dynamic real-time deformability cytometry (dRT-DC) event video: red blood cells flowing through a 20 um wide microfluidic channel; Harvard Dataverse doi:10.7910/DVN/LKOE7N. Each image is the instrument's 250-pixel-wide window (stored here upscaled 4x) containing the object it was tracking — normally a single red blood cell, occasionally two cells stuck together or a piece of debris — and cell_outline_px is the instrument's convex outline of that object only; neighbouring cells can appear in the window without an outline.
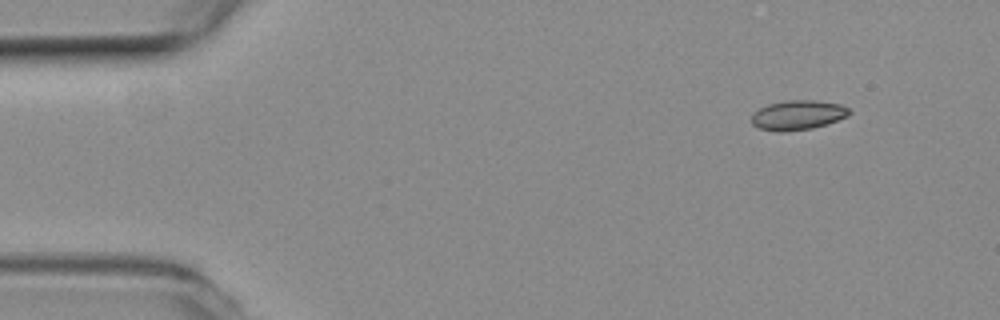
{"species": "common noctule bat (a hibernating species)", "species_latin": "Nyctalus noctula", "temperature_condition": "room temperature", "stored_images_in_passage": 5, "camera_frame_rate_fps": 3000, "um_per_image_px": 0.085, "animal": {"sex": "female", "body_mass_g": 19.3, "forearm_length_mm": 54.1}, "frame": {"image": 1, "passage_image": 1, "time_ms": 0.0, "image_size_px": [1000, 320], "cell_outline_px": [[852, 112], [848, 116], [812, 128], [780, 132], [776, 132], [756, 128], [752, 124], [752, 116], [760, 108], [768, 104], [788, 100], [816, 100], [840, 104], [848, 108]], "centroid_in_image_um": [67.8, 9.78], "position_along_channel_um": 17.2, "area_um2": 16.76}}
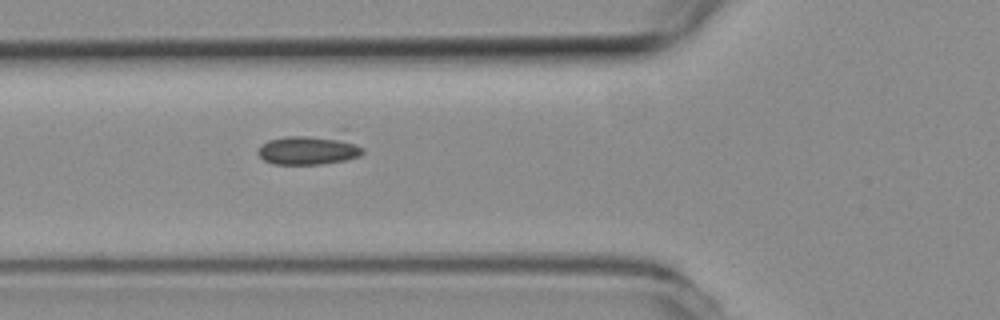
{"frame": {"image": 2, "passage_image": 5, "time_ms": 1.333, "image_size_px": [1000, 320], "cell_outline_px": [[364, 152], [360, 156], [344, 160], [320, 164], [272, 164], [264, 160], [256, 152], [268, 140], [288, 136], [340, 128], [344, 128], [364, 148]], "centroid_in_image_um": [26.5, 12.59], "position_along_channel_um": 99.3, "area_um2": 20.23}}